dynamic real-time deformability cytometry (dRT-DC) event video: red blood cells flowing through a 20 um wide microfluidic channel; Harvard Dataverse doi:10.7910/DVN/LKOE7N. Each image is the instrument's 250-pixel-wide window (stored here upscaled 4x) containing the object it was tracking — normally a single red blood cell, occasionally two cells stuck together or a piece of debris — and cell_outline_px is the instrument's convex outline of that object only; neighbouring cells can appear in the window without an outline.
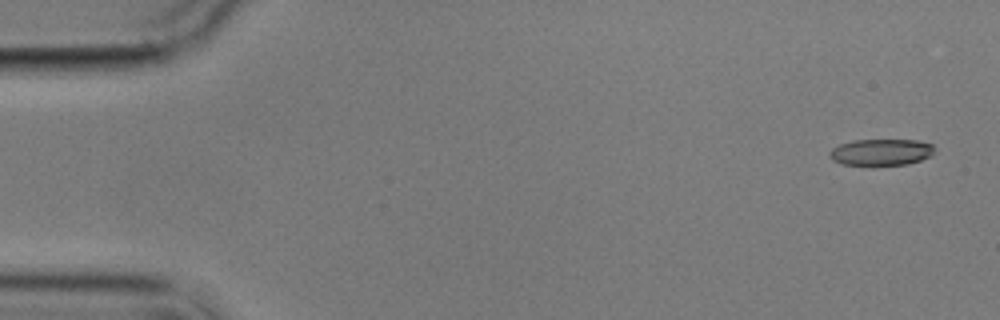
{"species": "common noctule bat (a hibernating species)", "species_latin": "Nyctalus noctula", "temperature_condition": "cold", "stored_images_in_passage": 5, "camera_frame_rate_fps": 3000, "um_per_image_px": 0.085, "animal": {"sex": "male", "body_mass_g": 17.9}, "frame": {"image": 1, "passage_image": 1, "time_ms": 0.0, "image_size_px": [1000, 320], "cell_outline_px": [[936, 148], [932, 156], [908, 164], [872, 168], [840, 164], [832, 160], [828, 156], [828, 152], [832, 148], [840, 144], [852, 140], [916, 140], [932, 144]], "centroid_in_image_um": [74.86, 12.98], "position_along_channel_um": 10.1, "area_um2": 17.17}}
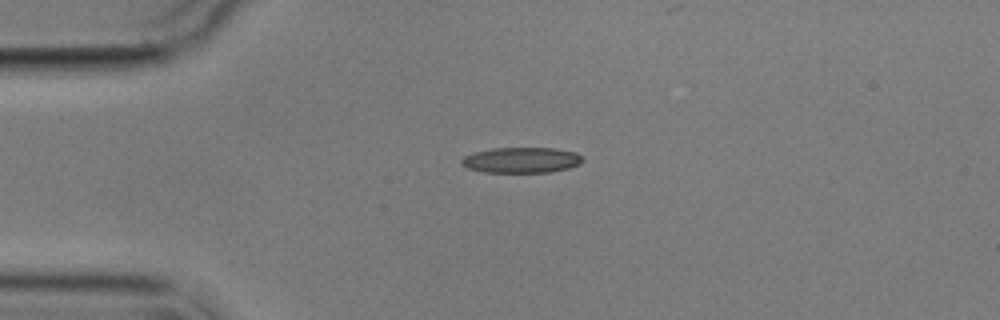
{"frame": {"image": 2, "passage_image": 4, "time_ms": 3.667, "image_size_px": [1000, 320], "cell_outline_px": [[584, 160], [580, 164], [568, 168], [548, 172], [484, 172], [468, 168], [460, 164], [460, 160], [464, 156], [476, 152], [492, 148], [556, 148], [576, 152]], "centroid_in_image_um": [44.32, 13.6], "position_along_channel_um": 40.7, "area_um2": 18.03}}